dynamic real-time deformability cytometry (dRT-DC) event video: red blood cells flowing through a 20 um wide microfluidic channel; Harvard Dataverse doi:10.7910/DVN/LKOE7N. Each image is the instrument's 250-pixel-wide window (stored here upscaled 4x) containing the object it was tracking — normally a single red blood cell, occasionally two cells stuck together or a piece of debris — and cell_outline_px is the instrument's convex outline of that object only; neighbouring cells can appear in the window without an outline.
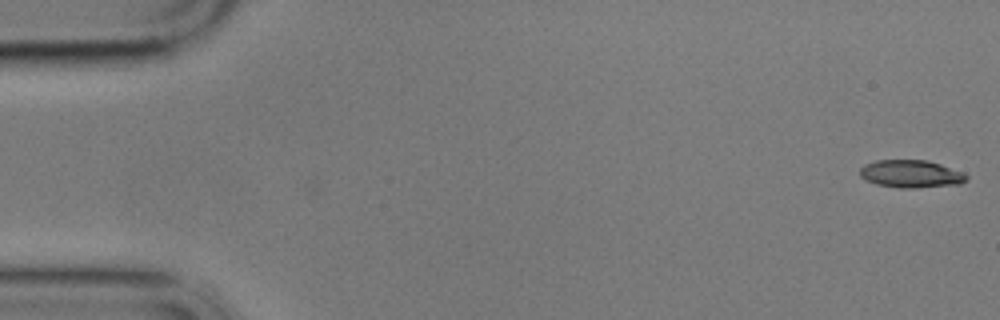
{"species": "common noctule bat (a hibernating species)", "species_latin": "Nyctalus noctula", "temperature_condition": "cold", "stored_images_in_passage": 5, "camera_frame_rate_fps": 3000, "um_per_image_px": 0.085, "animal": {"sex": "male", "body_mass_g": 17.9}, "frame": {"image": 1, "passage_image": 1, "time_ms": 0.0, "image_size_px": [1000, 320], "cell_outline_px": [[968, 180], [960, 184], [916, 188], [900, 188], [876, 184], [860, 176], [860, 168], [864, 164], [876, 160], [928, 160], [964, 172], [968, 176]], "centroid_in_image_um": [77.46, 14.78], "position_along_channel_um": 7.5, "area_um2": 17.28}}
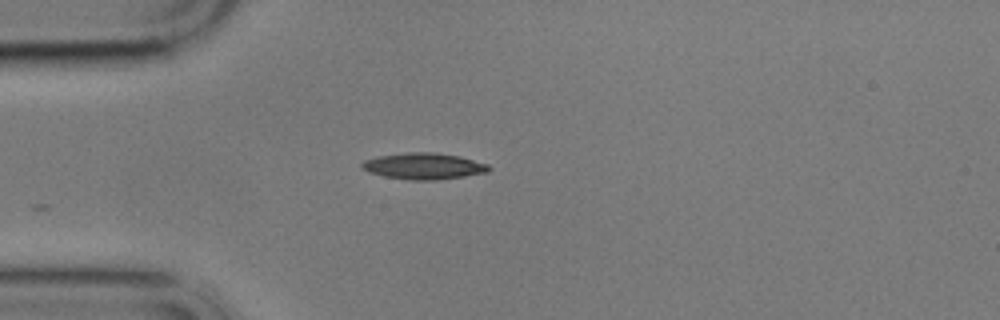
{"frame": {"image": 2, "passage_image": 5, "time_ms": 4.667, "image_size_px": [1000, 320], "cell_outline_px": [[492, 168], [488, 172], [464, 176], [436, 180], [408, 180], [384, 176], [368, 172], [360, 168], [360, 164], [364, 160], [376, 156], [408, 152], [432, 152], [460, 156], [488, 164]], "centroid_in_image_um": [35.99, 14.12], "position_along_channel_um": 49.0, "area_um2": 19.65}}